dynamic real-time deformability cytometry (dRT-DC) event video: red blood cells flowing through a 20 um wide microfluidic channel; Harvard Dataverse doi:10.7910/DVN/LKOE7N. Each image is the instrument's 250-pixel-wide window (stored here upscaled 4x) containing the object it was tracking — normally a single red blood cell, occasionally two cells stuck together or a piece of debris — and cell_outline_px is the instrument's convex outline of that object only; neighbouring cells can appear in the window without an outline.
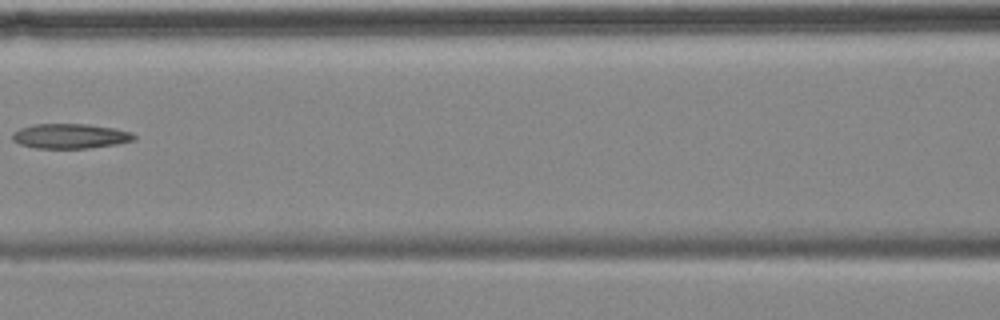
{"species": "common noctule bat (a hibernating species)", "species_latin": "Nyctalus noctula", "temperature_condition": "cold", "stored_images_in_passage": 9, "camera_frame_rate_fps": 3000, "um_per_image_px": 0.085, "animal": {"sex": "female", "body_mass_g": 18.4}, "frame": {"image": 1, "passage_image": 6, "time_ms": 7.0, "image_size_px": [1000, 320], "cell_outline_px": [[136, 140], [116, 144], [88, 148], [36, 148], [20, 144], [12, 140], [12, 132], [20, 128], [32, 124], [88, 124], [116, 128], [132, 132], [136, 136]], "centroid_in_image_um": [5.98, 11.56], "position_along_channel_um": 160.6, "area_um2": 17.74}}
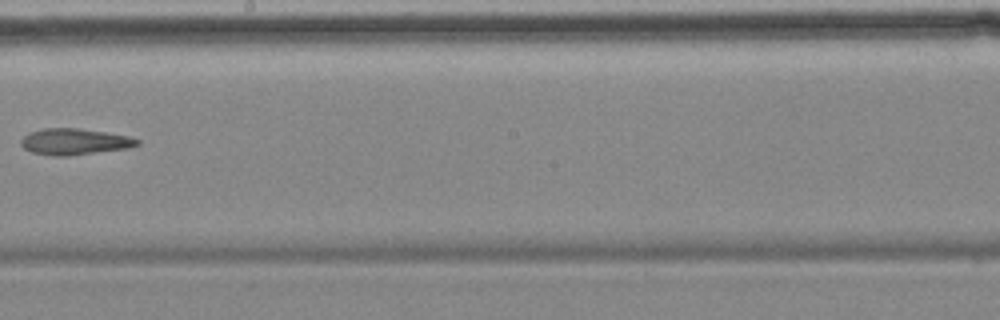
{"frame": {"image": 2, "passage_image": 8, "time_ms": 9.333, "image_size_px": [1000, 320], "cell_outline_px": [[140, 144], [128, 148], [68, 156], [52, 156], [32, 152], [24, 148], [20, 144], [20, 140], [28, 132], [44, 128], [80, 128], [128, 136], [140, 140]], "centroid_in_image_um": [6.31, 12.04], "position_along_channel_um": 241.9, "area_um2": 17.8}}
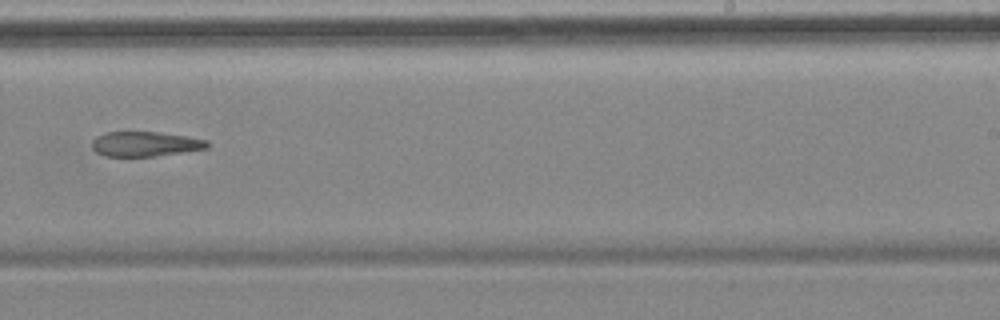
{"frame": {"image": 3, "passage_image": 9, "time_ms": 10.333, "image_size_px": [1000, 320], "cell_outline_px": [[208, 148], [184, 152], [156, 156], [104, 156], [96, 152], [92, 148], [92, 140], [96, 136], [104, 132], [160, 132], [208, 140]], "centroid_in_image_um": [12.31, 12.24], "position_along_channel_um": 276.7, "area_um2": 16.7}}